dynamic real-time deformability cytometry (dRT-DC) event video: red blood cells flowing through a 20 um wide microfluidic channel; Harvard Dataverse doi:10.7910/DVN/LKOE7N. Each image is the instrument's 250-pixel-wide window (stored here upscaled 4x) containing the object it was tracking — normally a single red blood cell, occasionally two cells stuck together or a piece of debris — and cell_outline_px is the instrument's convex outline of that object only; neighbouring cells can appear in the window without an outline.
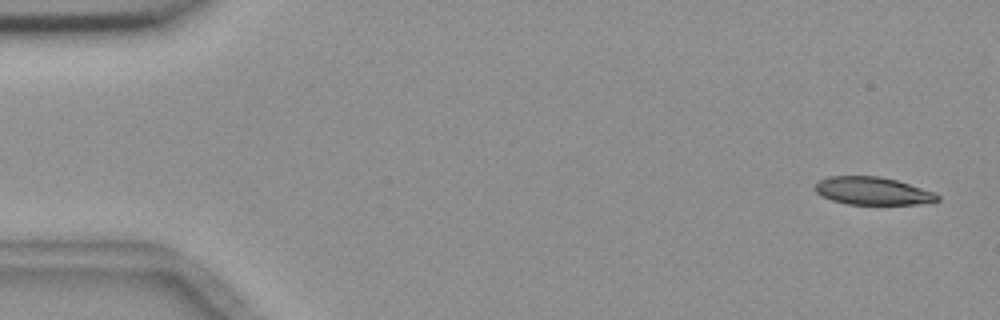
{"species": "common noctule bat (a hibernating species)", "species_latin": "Nyctalus noctula", "temperature_condition": "room temperature", "stored_images_in_passage": 5, "camera_frame_rate_fps": 3000, "um_per_image_px": 0.085, "animal": {"sex": "female", "body_mass_g": 18.4}, "frame": {"image": 1, "passage_image": 1, "time_ms": 0.0, "image_size_px": [1000, 320], "cell_outline_px": [[940, 200], [916, 204], [848, 204], [832, 200], [820, 196], [812, 188], [820, 180], [828, 176], [880, 176], [896, 180], [936, 192], [940, 196]], "centroid_in_image_um": [74.16, 16.22], "position_along_channel_um": 10.8, "area_um2": 19.88}}